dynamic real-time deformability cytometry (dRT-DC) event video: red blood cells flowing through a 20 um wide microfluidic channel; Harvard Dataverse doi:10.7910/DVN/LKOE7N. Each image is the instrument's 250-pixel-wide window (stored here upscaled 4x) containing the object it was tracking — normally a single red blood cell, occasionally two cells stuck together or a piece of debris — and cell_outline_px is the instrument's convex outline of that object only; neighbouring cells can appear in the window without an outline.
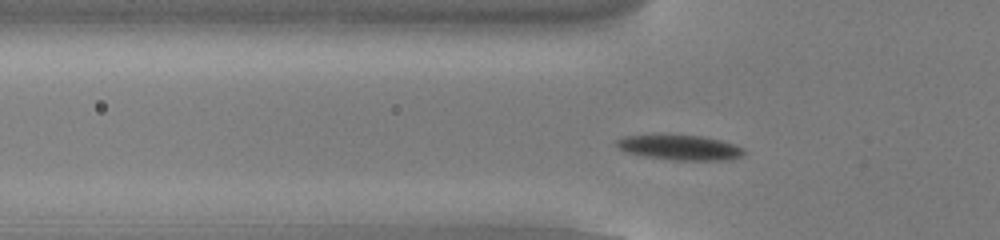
{"species": "common noctule bat (a hibernating species)", "species_latin": "Nyctalus noctula", "temperature_condition": "cold", "stored_images_in_passage": 46, "camera_frame_rate_fps": 3000, "um_per_image_px": 0.085, "animal": {"sex": "male", "body_mass_g": 13.0, "forearm_length_mm": 53.1}, "frame": {"image": 1, "passage_image": 10, "time_ms": 3.0, "image_size_px": [1000, 240], "cell_outline_px": [[744, 152], [740, 156], [732, 160], [672, 160], [644, 156], [624, 152], [616, 144], [616, 140], [624, 136], [652, 132], [656, 132], [700, 136], [720, 140], [744, 148]], "centroid_in_image_um": [57.69, 12.49], "position_along_channel_um": 68.1, "area_um2": 19.31}}
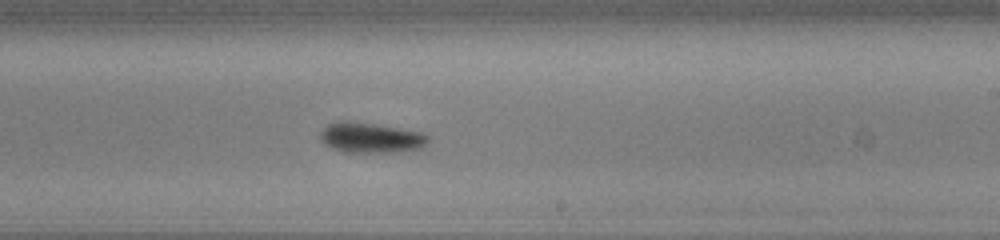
{"frame": {"image": 2, "passage_image": 25, "time_ms": 8.0, "image_size_px": [1000, 240], "cell_outline_px": [[432, 140], [428, 144], [420, 148], [396, 152], [344, 152], [332, 148], [324, 144], [320, 140], [320, 132], [328, 124], [340, 120], [372, 124], [424, 132]], "centroid_in_image_um": [31.54, 11.71], "position_along_channel_um": 257.5, "area_um2": 19.07}}
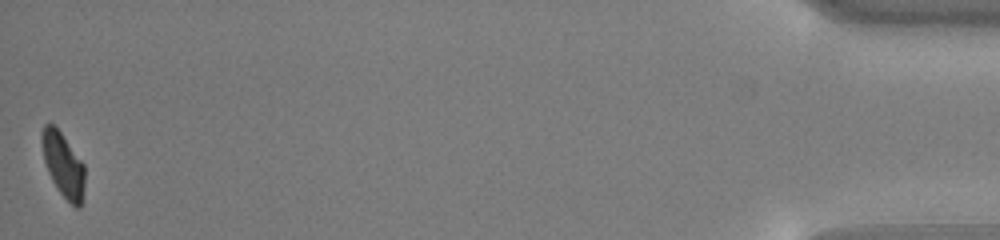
{"frame": {"image": 3, "passage_image": 46, "time_ms": 15.0, "image_size_px": [1000, 240], "cell_outline_px": [[84, 184], [80, 208], [76, 208], [60, 192], [52, 180], [48, 172], [44, 160], [40, 140], [40, 132], [44, 124], [52, 124], [60, 132], [84, 164]], "centroid_in_image_um": [5.34, 13.98], "position_along_channel_um": 429.9, "area_um2": 15.84}, "authors_computed_cell_mechanics": {"area_um2": 18.3804, "velocity_mm_per_s": 3.8131, "shape_relaxation_time_tau1_ms": 2.1817, "shape_relaxation_time_tau2_ms": null, "deformation_change_tau1": 0.1077, "deformation_change_tau2": null}}